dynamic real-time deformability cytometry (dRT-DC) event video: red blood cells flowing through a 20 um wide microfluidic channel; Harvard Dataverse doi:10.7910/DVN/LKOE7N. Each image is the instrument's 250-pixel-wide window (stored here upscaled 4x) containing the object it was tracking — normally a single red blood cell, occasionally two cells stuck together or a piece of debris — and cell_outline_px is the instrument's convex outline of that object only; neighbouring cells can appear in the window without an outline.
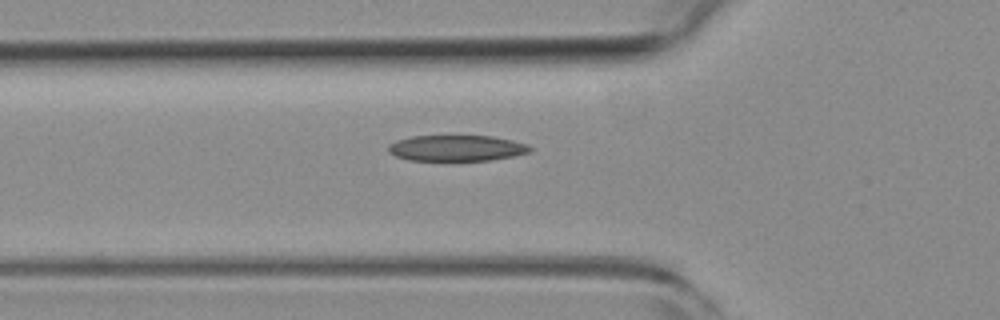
{"species": "common noctule bat (a hibernating species)", "species_latin": "Nyctalus noctula", "temperature_condition": "room temperature", "stored_images_in_passage": 39, "camera_frame_rate_fps": 3000, "um_per_image_px": 0.085, "animal": {"sex": "female", "body_mass_g": 19.3, "forearm_length_mm": 54.1}, "frame": {"image": 1, "passage_image": 7, "time_ms": 2.0, "image_size_px": [1000, 320], "cell_outline_px": [[532, 148], [528, 152], [512, 156], [488, 160], [408, 160], [396, 156], [388, 152], [388, 144], [396, 140], [412, 136], [492, 136], [512, 140], [528, 144]], "centroid_in_image_um": [38.77, 12.58], "position_along_channel_um": 87.0, "area_um2": 21.27}}
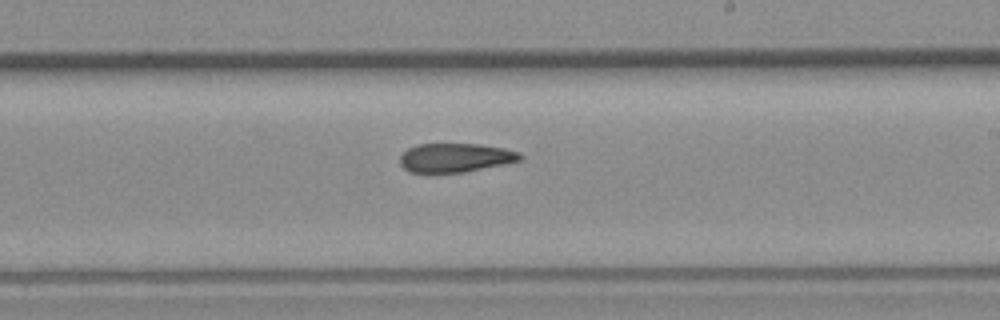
{"frame": {"image": 2, "passage_image": 20, "time_ms": 6.333, "image_size_px": [1000, 320], "cell_outline_px": [[524, 156], [520, 160], [464, 172], [408, 172], [400, 164], [400, 156], [408, 148], [416, 144], [480, 144], [504, 148], [520, 152]], "centroid_in_image_um": [38.69, 13.39], "position_along_channel_um": 250.3, "area_um2": 20.11}}
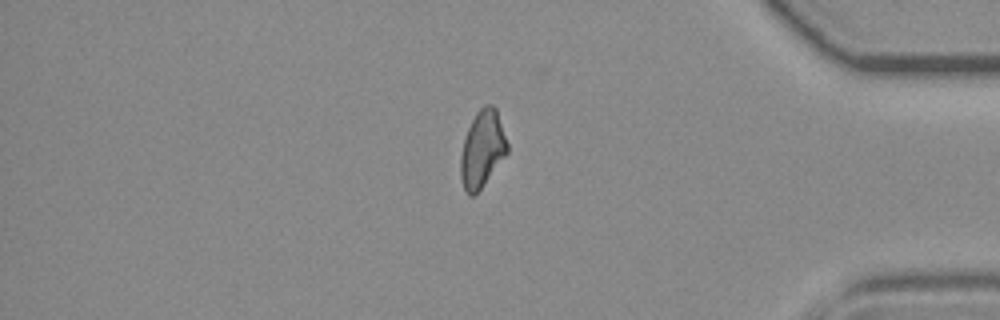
{"frame": {"image": 3, "passage_image": 34, "time_ms": 11.0, "image_size_px": [1000, 320], "cell_outline_px": [[508, 152], [480, 188], [472, 196], [468, 196], [464, 188], [460, 176], [460, 156], [464, 140], [468, 128], [476, 112], [480, 108], [488, 104], [492, 104], [496, 108], [508, 144]], "centroid_in_image_um": [40.98, 12.65], "position_along_channel_um": 394.2, "area_um2": 20.58}}